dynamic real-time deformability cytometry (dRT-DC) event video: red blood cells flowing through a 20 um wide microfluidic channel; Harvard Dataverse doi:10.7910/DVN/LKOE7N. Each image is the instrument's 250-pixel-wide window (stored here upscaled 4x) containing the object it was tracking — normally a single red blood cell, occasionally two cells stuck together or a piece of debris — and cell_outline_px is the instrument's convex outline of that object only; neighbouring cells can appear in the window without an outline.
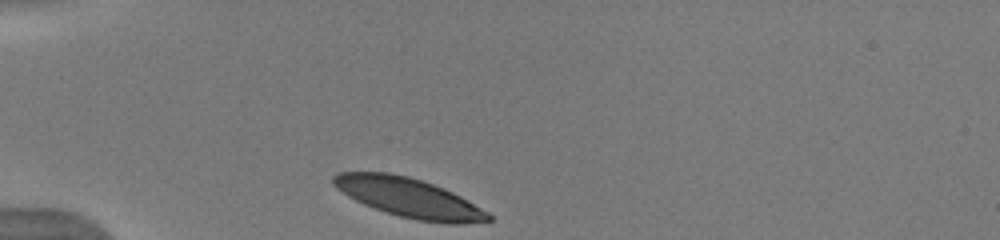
{"species": "human", "species_latin": "Homo sapiens", "temperature_condition": "warm", "stored_images_in_passage": 32, "camera_frame_rate_fps": 3000, "um_per_image_px": 0.085, "donor": {"sex": "male"}, "frame": {"image": 1, "passage_image": 1, "time_ms": 0.0, "image_size_px": [1000, 240], "cell_outline_px": [[492, 220], [460, 224], [448, 224], [416, 220], [400, 216], [364, 204], [348, 196], [336, 188], [332, 184], [332, 176], [336, 172], [388, 172], [408, 176], [444, 188], [460, 196], [488, 212], [492, 216]], "centroid_in_image_um": [34.74, 16.8], "position_along_channel_um": 50.3, "area_um2": 35.26}}
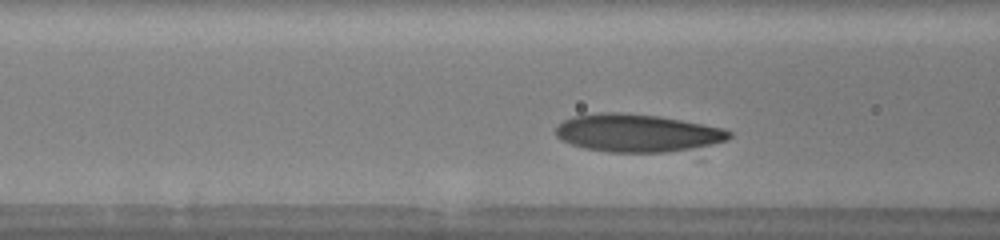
{"frame": {"image": 2, "passage_image": 8, "time_ms": 2.333, "image_size_px": [1000, 240], "cell_outline_px": [[732, 136], [728, 140], [712, 144], [692, 148], [664, 152], [608, 152], [584, 148], [560, 140], [556, 136], [556, 124], [572, 116], [600, 112], [620, 112], [660, 116], [724, 128], [732, 132]], "centroid_in_image_um": [54.13, 11.29], "position_along_channel_um": 112.5, "area_um2": 38.32}}
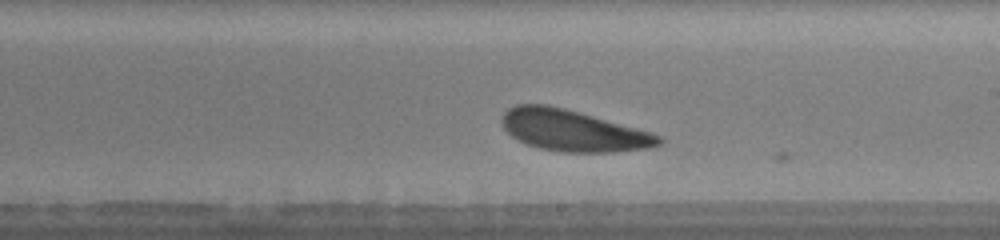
{"frame": {"image": 3, "passage_image": 18, "time_ms": 5.667, "image_size_px": [1000, 240], "cell_outline_px": [[664, 144], [648, 148], [612, 152], [560, 152], [540, 148], [528, 144], [512, 136], [504, 128], [500, 120], [504, 112], [508, 108], [516, 104], [544, 104], [564, 108], [652, 132], [660, 136], [664, 140]], "centroid_in_image_um": [48.72, 11.1], "position_along_channel_um": 240.3, "area_um2": 37.69}, "authors_computed_cell_mechanics": {"area_um2": 37.8301, "velocity_mm_per_s": 3.8457, "shape_relaxation_time_tau1_ms": 1.5882, "shape_relaxation_time_tau2_ms": null, "deformation_change_tau1": 0.0944, "deformation_change_tau2": null}}